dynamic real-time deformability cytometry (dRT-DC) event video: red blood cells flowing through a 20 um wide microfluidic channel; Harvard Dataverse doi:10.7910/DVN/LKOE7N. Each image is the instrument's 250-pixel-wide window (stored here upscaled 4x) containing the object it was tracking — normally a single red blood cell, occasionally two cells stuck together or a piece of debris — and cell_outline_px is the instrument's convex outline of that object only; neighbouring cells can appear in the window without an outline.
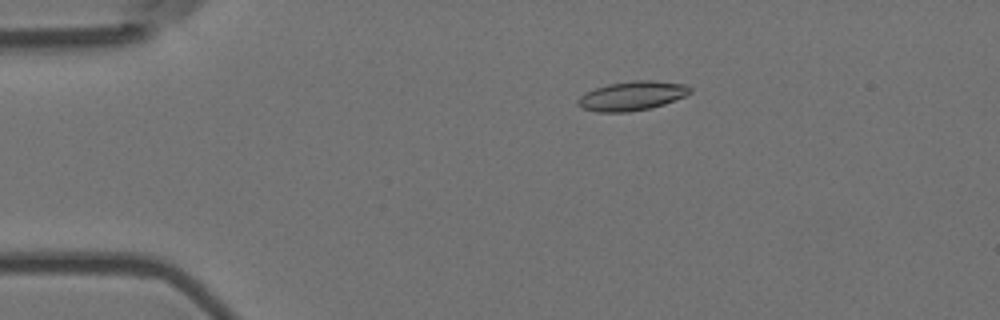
{"species": "Egyptian fruit bat (a non-hibernating species)", "species_latin": "Rousettus aegyptiacus", "temperature_condition": "room temperature", "stored_images_in_passage": 5, "camera_frame_rate_fps": 3000, "um_per_image_px": 0.085, "animal": {"sex": "female"}, "frame": {"image": 1, "passage_image": 3, "time_ms": 0.667, "image_size_px": [1000, 320], "cell_outline_px": [[692, 92], [684, 96], [664, 104], [652, 108], [628, 112], [596, 112], [580, 108], [576, 104], [576, 100], [584, 92], [608, 84], [636, 80], [652, 80], [684, 84], [692, 88]], "centroid_in_image_um": [53.68, 8.16], "position_along_channel_um": 31.3, "area_um2": 19.25}}